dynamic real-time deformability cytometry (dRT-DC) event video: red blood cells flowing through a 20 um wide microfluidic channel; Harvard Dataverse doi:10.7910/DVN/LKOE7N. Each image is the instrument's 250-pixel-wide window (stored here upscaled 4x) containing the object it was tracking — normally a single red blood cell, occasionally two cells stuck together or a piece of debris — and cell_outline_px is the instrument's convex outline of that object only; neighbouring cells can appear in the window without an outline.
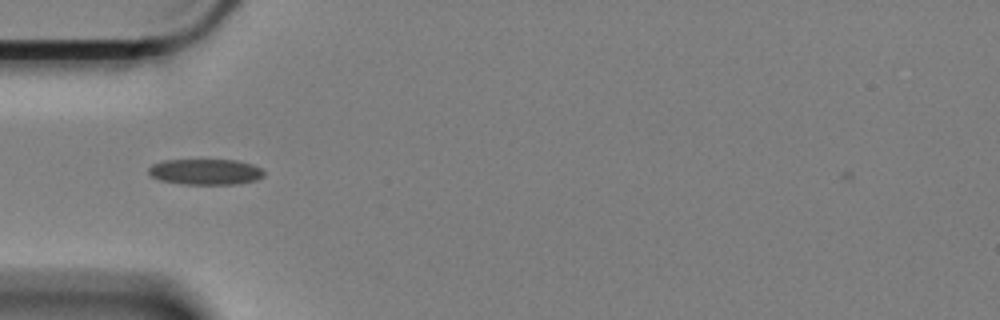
{"species": "Egyptian fruit bat (a non-hibernating species)", "species_latin": "Rousettus aegyptiacus", "temperature_condition": "cold", "stored_images_in_passage": 21, "camera_frame_rate_fps": 3000, "um_per_image_px": 0.085, "animal": {"sex": "female"}, "frame": {"image": 1, "passage_image": 2, "time_ms": 0.333, "image_size_px": [1000, 320], "cell_outline_px": [[264, 176], [256, 180], [236, 184], [184, 184], [160, 180], [152, 176], [148, 172], [148, 168], [152, 164], [164, 160], [240, 160], [252, 164], [260, 168], [264, 172]], "centroid_in_image_um": [17.48, 14.6], "position_along_channel_um": 67.5, "area_um2": 17.34}}
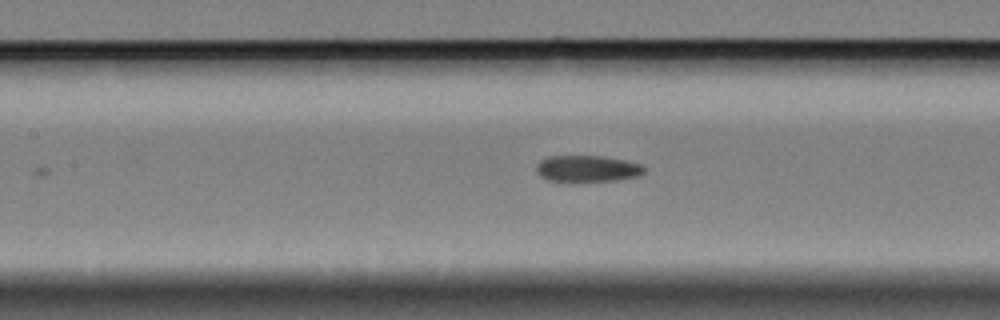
{"frame": {"image": 2, "passage_image": 10, "time_ms": 3.0, "image_size_px": [1000, 320], "cell_outline_px": [[644, 172], [636, 176], [616, 180], [572, 184], [548, 180], [540, 176], [536, 172], [536, 164], [540, 160], [548, 156], [600, 156], [624, 160], [644, 164]], "centroid_in_image_um": [49.86, 14.37], "position_along_channel_um": 157.5, "area_um2": 17.28}}
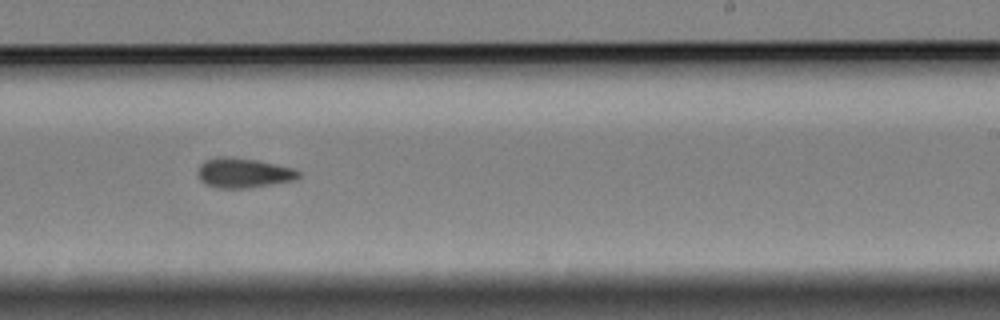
{"frame": {"image": 3, "passage_image": 20, "time_ms": 6.333, "image_size_px": [1000, 320], "cell_outline_px": [[300, 176], [296, 180], [248, 188], [216, 188], [200, 180], [196, 172], [200, 164], [204, 160], [220, 156], [224, 156], [256, 160], [292, 168], [300, 172]], "centroid_in_image_um": [20.66, 14.7], "position_along_channel_um": 268.3, "area_um2": 17.46}}